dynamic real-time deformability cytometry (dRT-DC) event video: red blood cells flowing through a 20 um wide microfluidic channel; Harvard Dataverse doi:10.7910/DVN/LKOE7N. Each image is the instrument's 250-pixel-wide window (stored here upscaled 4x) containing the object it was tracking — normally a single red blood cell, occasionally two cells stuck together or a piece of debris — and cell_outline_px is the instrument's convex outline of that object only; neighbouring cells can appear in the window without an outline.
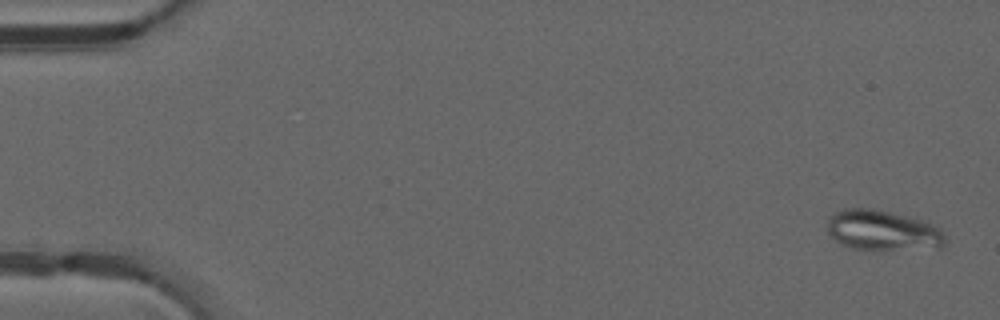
{"species": "common noctule bat (a hibernating species)", "species_latin": "Nyctalus noctula", "temperature_condition": "warm", "stored_images_in_passage": 49, "camera_frame_rate_fps": 3000, "um_per_image_px": 0.085, "animal": {"sex": "male", "forearm_length_mm": 52.5}, "frame": {"image": 1, "passage_image": 2, "time_ms": 0.333, "image_size_px": [1000, 320], "cell_outline_px": [[948, 240], [940, 248], [884, 252], [872, 252], [852, 248], [840, 244], [828, 232], [828, 220], [836, 212], [844, 208], [872, 208], [920, 220], [940, 228]], "centroid_in_image_um": [75.06, 19.65], "position_along_channel_um": 9.9, "area_um2": 28.38}}
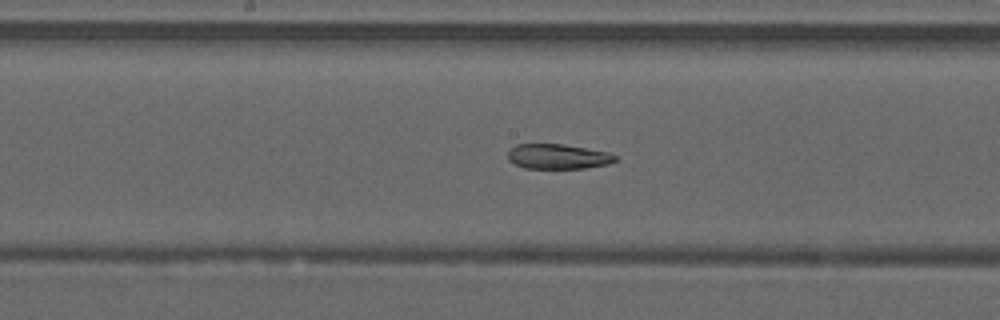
{"frame": {"image": 2, "passage_image": 26, "time_ms": 8.333, "image_size_px": [1000, 320], "cell_outline_px": [[616, 160], [608, 164], [584, 168], [524, 168], [508, 160], [508, 152], [516, 144], [564, 144], [608, 152], [616, 156]], "centroid_in_image_um": [47.41, 13.3], "position_along_channel_um": 200.8, "area_um2": 15.49}}
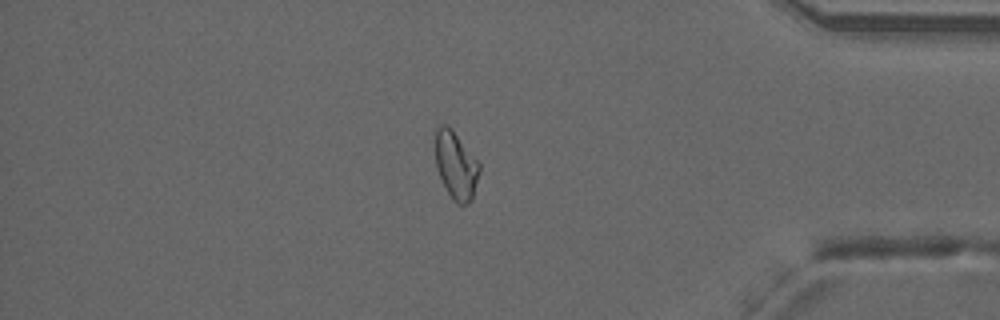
{"frame": {"image": 3, "passage_image": 42, "time_ms": 13.667, "image_size_px": [1000, 320], "cell_outline_px": [[480, 172], [472, 200], [464, 204], [456, 204], [452, 200], [436, 168], [436, 128], [440, 124], [448, 124], [480, 164]], "centroid_in_image_um": [38.76, 14.06], "position_along_channel_um": 396.4, "area_um2": 17.22}, "authors_computed_cell_mechanics": {"area_um2": 18.3804, "velocity_mm_per_s": 4.2105, "shape_relaxation_time_tau1_ms": null, "shape_relaxation_time_tau2_ms": 1.8272, "deformation_change_tau1": null, "deformation_change_tau2": 0.0776}}